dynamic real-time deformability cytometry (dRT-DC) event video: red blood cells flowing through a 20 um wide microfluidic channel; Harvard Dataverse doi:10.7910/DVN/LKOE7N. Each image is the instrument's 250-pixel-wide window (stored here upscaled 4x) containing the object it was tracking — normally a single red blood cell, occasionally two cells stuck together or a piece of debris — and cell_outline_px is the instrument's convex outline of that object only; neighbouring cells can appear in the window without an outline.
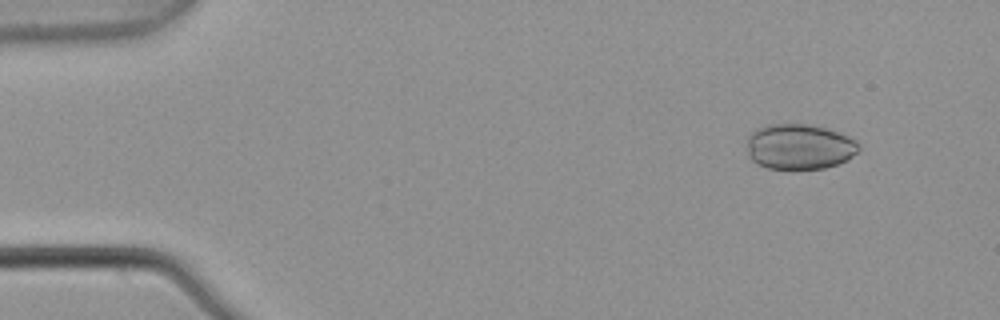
{"species": "common noctule bat (a hibernating species)", "species_latin": "Nyctalus noctula", "temperature_condition": "warm", "stored_images_in_passage": 5, "camera_frame_rate_fps": 3000, "um_per_image_px": 0.085, "animal": {"sex": "male", "body_mass_g": 21.5, "forearm_length_mm": 52.0}, "frame": {"image": 1, "passage_image": 2, "time_ms": 0.333, "image_size_px": [1000, 320], "cell_outline_px": [[860, 148], [848, 160], [824, 168], [768, 168], [756, 164], [748, 156], [748, 136], [756, 128], [764, 124], [808, 124], [824, 128], [848, 136], [856, 140], [860, 144]], "centroid_in_image_um": [67.93, 12.46], "position_along_channel_um": 17.1, "area_um2": 29.54}}